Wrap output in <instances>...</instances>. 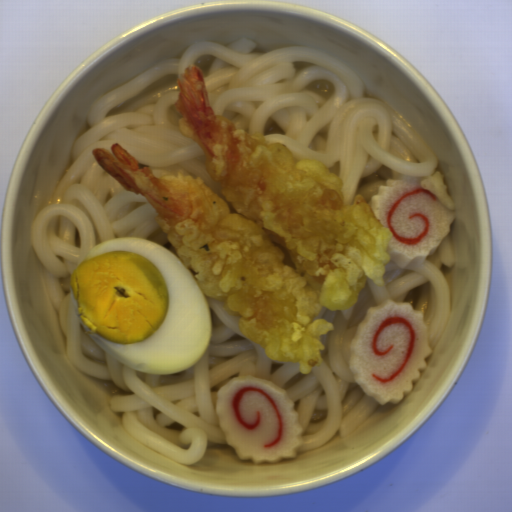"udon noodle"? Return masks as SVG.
<instances>
[{
  "instance_id": "udon-noodle-1",
  "label": "udon noodle",
  "mask_w": 512,
  "mask_h": 512,
  "mask_svg": "<svg viewBox=\"0 0 512 512\" xmlns=\"http://www.w3.org/2000/svg\"><path fill=\"white\" fill-rule=\"evenodd\" d=\"M257 45L249 37L228 46L198 43L99 96L87 111L89 128L72 145L71 167L29 226L69 359L80 372L109 379L121 390L109 403L132 437L185 466L211 446L228 443L215 409L219 388L234 377L260 378L285 390L302 429L297 453L344 438L379 404L363 393L350 368L352 338L368 310L387 299L410 303L423 312L431 351L451 311L442 272V266L454 265L448 233L422 263L399 268L391 259L383 285L365 280L350 307L320 308L314 320L323 318L333 328L319 336L322 363L309 373H301L299 364L271 360L221 300L204 295L212 325L208 345L197 363L176 374L135 370L84 329L70 279L88 251L132 237L176 253L157 211L99 166L94 149L120 145L139 164L189 171L225 198L206 170L203 149L179 131L177 78L189 65L201 71L215 115L264 135L269 145L282 143L296 160L323 163L342 181L347 205L358 195L371 201L388 179L427 178L437 171L435 150L390 106L368 95L363 79L346 64L319 49L256 52Z\"/></svg>"
}]
</instances>
